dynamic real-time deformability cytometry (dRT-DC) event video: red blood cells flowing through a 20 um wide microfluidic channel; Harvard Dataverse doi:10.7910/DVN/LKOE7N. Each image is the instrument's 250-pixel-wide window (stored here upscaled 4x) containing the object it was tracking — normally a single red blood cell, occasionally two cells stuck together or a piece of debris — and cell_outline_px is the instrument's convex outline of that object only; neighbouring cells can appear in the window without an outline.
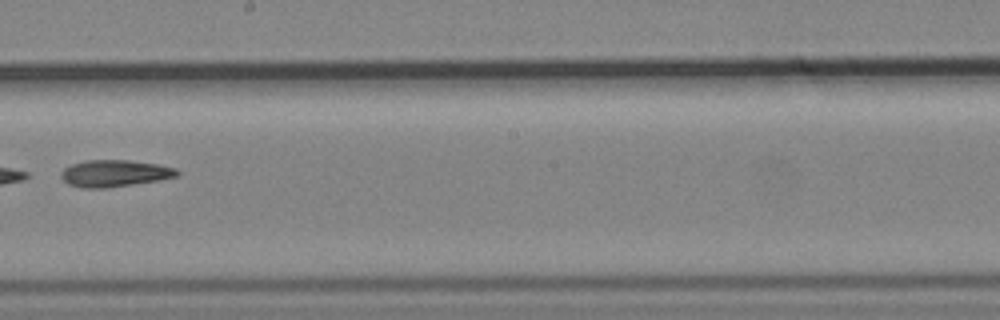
{"species": "common noctule bat (a hibernating species)", "species_latin": "Nyctalus noctula", "temperature_condition": "cold", "stored_images_in_passage": 10, "camera_frame_rate_fps": 3000, "um_per_image_px": 0.085, "animal": {"sex": "male", "body_mass_g": 19.2, "forearm_length_mm": 51.8}, "frame": {"image": 1, "passage_image": 5, "time_ms": 1.333, "image_size_px": [1000, 320], "cell_outline_px": [[180, 176], [160, 180], [108, 188], [80, 188], [68, 184], [60, 176], [60, 172], [64, 168], [72, 164], [88, 160], [128, 160], [156, 164], [176, 168], [180, 172]], "centroid_in_image_um": [9.75, 14.74], "position_along_channel_um": 238.4, "area_um2": 18.26}}
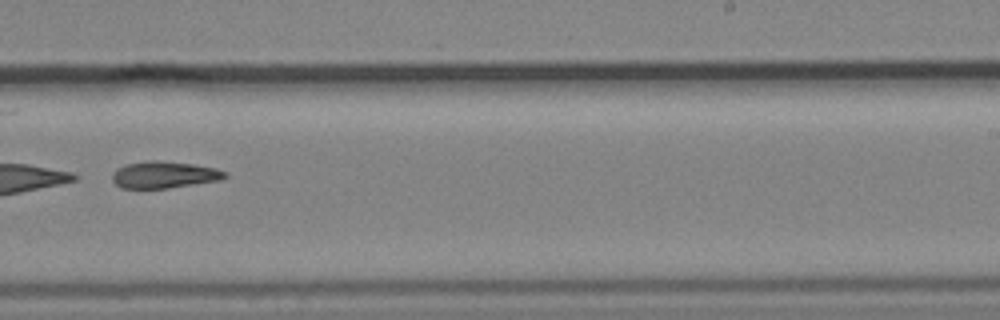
{"frame": {"image": 2, "passage_image": 6, "time_ms": 1.667, "image_size_px": [1000, 320], "cell_outline_px": [[228, 176], [220, 180], [168, 188], [120, 188], [112, 180], [112, 172], [116, 168], [124, 164], [148, 160], [156, 160], [192, 164], [216, 168], [228, 172]], "centroid_in_image_um": [13.93, 14.85], "position_along_channel_um": 275.1, "area_um2": 17.74}}
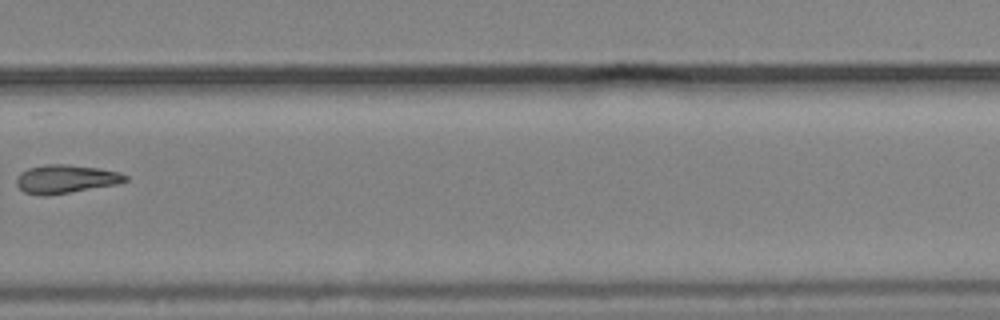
{"frame": {"image": 3, "passage_image": 7, "time_ms": 2.0, "image_size_px": [1000, 320], "cell_outline_px": [[128, 180], [120, 184], [48, 196], [40, 196], [24, 192], [16, 184], [16, 176], [20, 172], [28, 168], [44, 164], [68, 164], [100, 168], [120, 172], [128, 176]], "centroid_in_image_um": [5.6, 15.22], "position_along_channel_um": 324.2, "area_um2": 18.5}}